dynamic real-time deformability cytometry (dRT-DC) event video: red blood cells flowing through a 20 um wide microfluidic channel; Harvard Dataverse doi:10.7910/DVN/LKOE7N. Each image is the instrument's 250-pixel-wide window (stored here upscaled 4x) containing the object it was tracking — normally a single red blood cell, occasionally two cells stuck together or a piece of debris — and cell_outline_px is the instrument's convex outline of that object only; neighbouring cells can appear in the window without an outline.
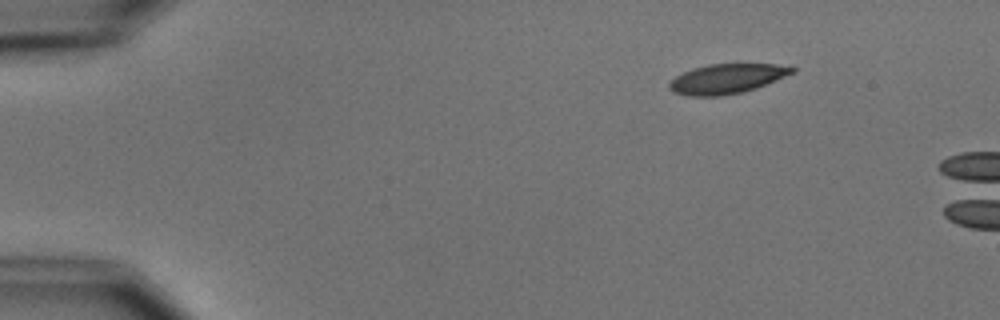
{"species": "common noctule bat (a hibernating species)", "species_latin": "Nyctalus noctula", "temperature_condition": "cold", "stored_images_in_passage": 2, "camera_frame_rate_fps": 3000, "um_per_image_px": 0.085, "animal": {"sex": "male", "body_mass_g": 15.6}, "frame": {"image": 1, "passage_image": 1, "time_ms": 0.0, "image_size_px": [1000, 320], "cell_outline_px": [[796, 72], [756, 88], [744, 92], [720, 96], [688, 96], [672, 92], [668, 88], [668, 84], [676, 76], [692, 68], [708, 64], [792, 64], [796, 68]], "centroid_in_image_um": [61.82, 6.69], "position_along_channel_um": 23.2, "area_um2": 21.56}}